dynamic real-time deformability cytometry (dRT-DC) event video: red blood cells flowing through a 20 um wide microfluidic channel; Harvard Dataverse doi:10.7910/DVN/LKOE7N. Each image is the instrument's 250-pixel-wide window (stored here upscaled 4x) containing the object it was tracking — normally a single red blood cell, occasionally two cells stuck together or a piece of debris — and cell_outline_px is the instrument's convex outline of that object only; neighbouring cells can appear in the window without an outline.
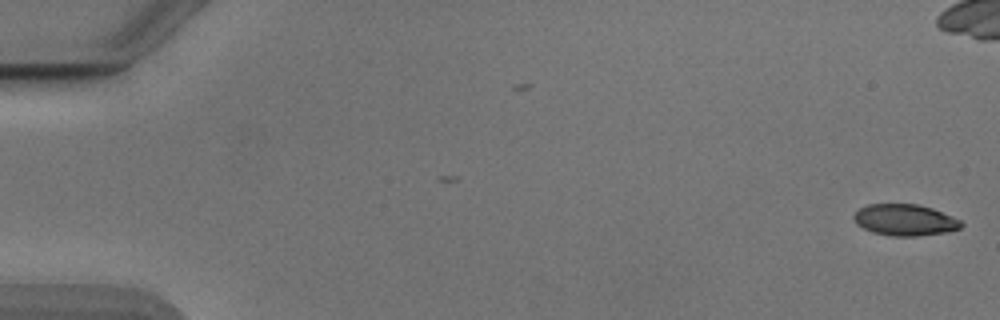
{"species": "Egyptian fruit bat (a non-hibernating species)", "species_latin": "Rousettus aegyptiacus", "temperature_condition": "cold", "stored_images_in_passage": 40, "camera_frame_rate_fps": 3000, "um_per_image_px": 0.085, "animal": {"sex": "male"}, "frame": {"image": 1, "passage_image": 1, "time_ms": 0.0, "image_size_px": [1000, 320], "cell_outline_px": [[964, 224], [960, 228], [944, 232], [916, 236], [892, 236], [872, 232], [856, 224], [852, 216], [860, 208], [868, 204], [916, 204], [932, 208], [952, 216], [960, 220]], "centroid_in_image_um": [76.9, 18.69], "position_along_channel_um": 8.1, "area_um2": 19.54}}
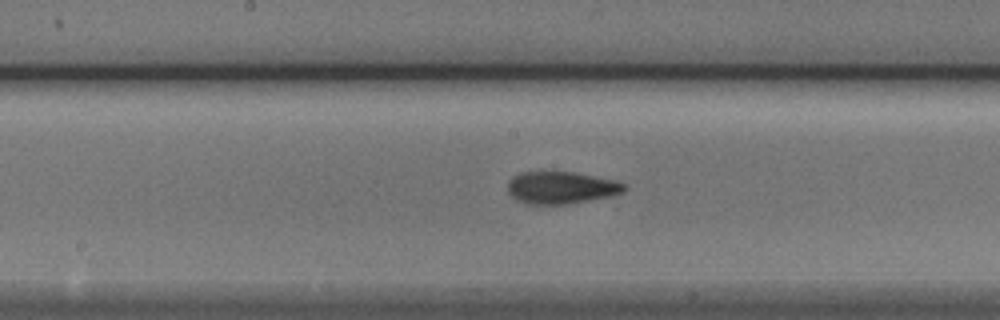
{"frame": {"image": 2, "passage_image": 28, "time_ms": 9.0, "image_size_px": [1000, 320], "cell_outline_px": [[628, 188], [624, 192], [608, 196], [568, 204], [524, 204], [516, 200], [508, 192], [508, 180], [512, 176], [520, 172], [576, 172], [612, 180], [624, 184]], "centroid_in_image_um": [47.65, 15.95], "position_along_channel_um": 200.6, "area_um2": 21.85}}
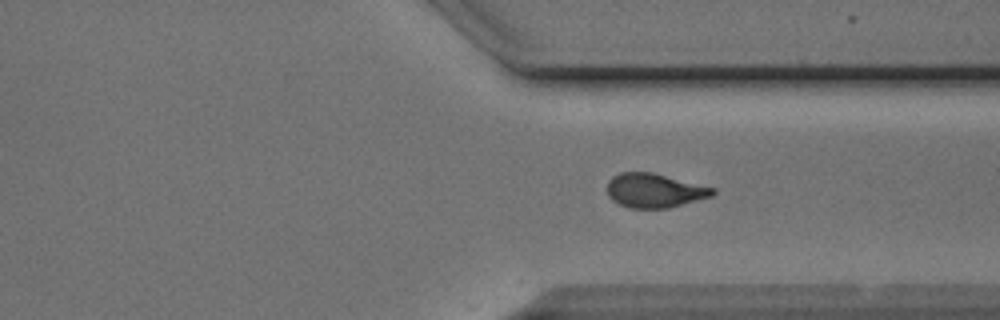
{"frame": {"image": 3, "passage_image": 40, "time_ms": 13.0, "image_size_px": [1000, 320], "cell_outline_px": [[716, 192], [712, 196], [668, 208], [628, 208], [612, 200], [608, 196], [604, 188], [608, 180], [612, 176], [620, 172], [652, 172], [716, 188]], "centroid_in_image_um": [55.58, 16.19], "position_along_channel_um": 355.8, "area_um2": 21.27}}